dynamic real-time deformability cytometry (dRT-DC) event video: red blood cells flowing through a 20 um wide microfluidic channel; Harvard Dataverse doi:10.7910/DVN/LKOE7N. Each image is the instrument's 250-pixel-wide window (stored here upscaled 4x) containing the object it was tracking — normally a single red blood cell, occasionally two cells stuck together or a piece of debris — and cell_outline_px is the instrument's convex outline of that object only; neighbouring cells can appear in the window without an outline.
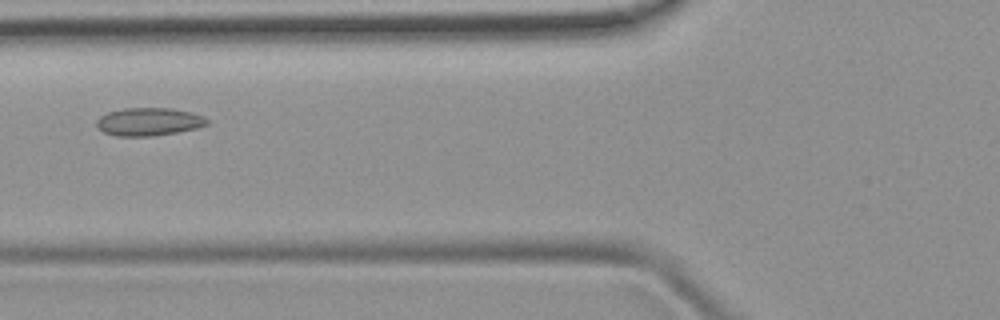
{"species": "common noctule bat (a hibernating species)", "species_latin": "Nyctalus noctula", "temperature_condition": "room temperature", "stored_images_in_passage": 8, "camera_frame_rate_fps": 3000, "um_per_image_px": 0.085, "animal": {"sex": "female", "body_mass_g": 19.9}, "frame": {"image": 1, "passage_image": 7, "time_ms": 7.0, "image_size_px": [1000, 320], "cell_outline_px": [[208, 124], [196, 128], [156, 136], [116, 136], [104, 132], [96, 128], [96, 120], [100, 116], [108, 112], [124, 108], [172, 108], [192, 112], [204, 116], [208, 120]], "centroid_in_image_um": [12.63, 10.34], "position_along_channel_um": 113.2, "area_um2": 18.15}}
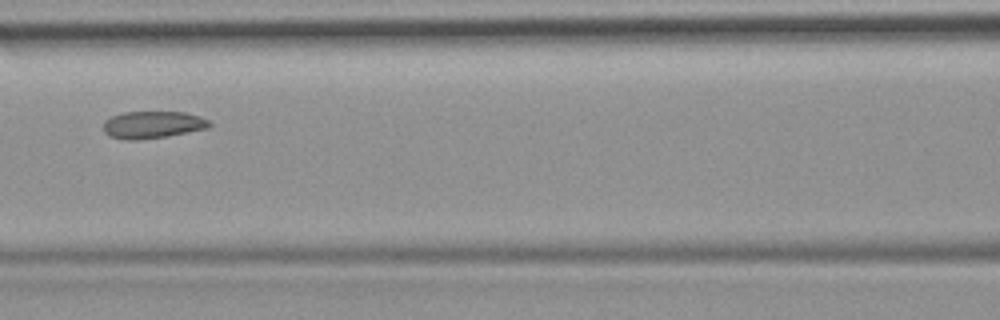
{"frame": {"image": 2, "passage_image": 8, "time_ms": 8.0, "image_size_px": [1000, 320], "cell_outline_px": [[212, 124], [208, 128], [168, 136], [140, 140], [124, 140], [108, 136], [104, 132], [104, 120], [112, 116], [124, 112], [184, 112], [200, 116], [208, 120]], "centroid_in_image_um": [12.96, 10.61], "position_along_channel_um": 153.6, "area_um2": 16.94}}